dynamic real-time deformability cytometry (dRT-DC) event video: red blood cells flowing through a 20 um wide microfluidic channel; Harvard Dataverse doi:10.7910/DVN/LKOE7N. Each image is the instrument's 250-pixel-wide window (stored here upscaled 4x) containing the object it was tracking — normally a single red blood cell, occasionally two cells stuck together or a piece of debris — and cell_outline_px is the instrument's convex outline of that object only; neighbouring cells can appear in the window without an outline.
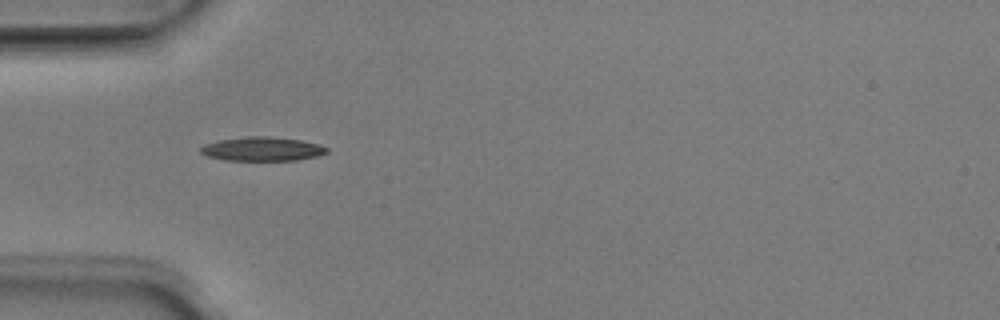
{"species": "Egyptian fruit bat (a non-hibernating species)", "species_latin": "Rousettus aegyptiacus", "temperature_condition": "room temperature", "stored_images_in_passage": 7, "camera_frame_rate_fps": 3000, "um_per_image_px": 0.085, "animal": {"sex": "male"}, "frame": {"image": 1, "passage_image": 5, "time_ms": 1.333, "image_size_px": [1000, 320], "cell_outline_px": [[328, 152], [316, 156], [296, 160], [224, 160], [208, 156], [200, 152], [200, 148], [204, 144], [216, 140], [248, 136], [268, 136], [300, 140], [320, 144], [328, 148]], "centroid_in_image_um": [22.27, 12.65], "position_along_channel_um": 62.7, "area_um2": 17.63}}
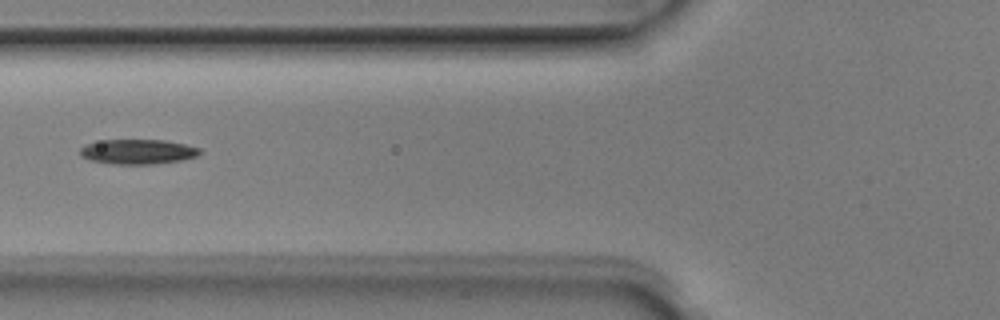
{"frame": {"image": 2, "passage_image": 6, "time_ms": 1.667, "image_size_px": [1000, 320], "cell_outline_px": [[204, 152], [196, 156], [180, 160], [152, 164], [112, 164], [92, 160], [80, 156], [80, 148], [84, 144], [104, 140], [164, 140], [184, 144], [200, 148]], "centroid_in_image_um": [11.71, 12.89], "position_along_channel_um": 114.1, "area_um2": 17.28}}
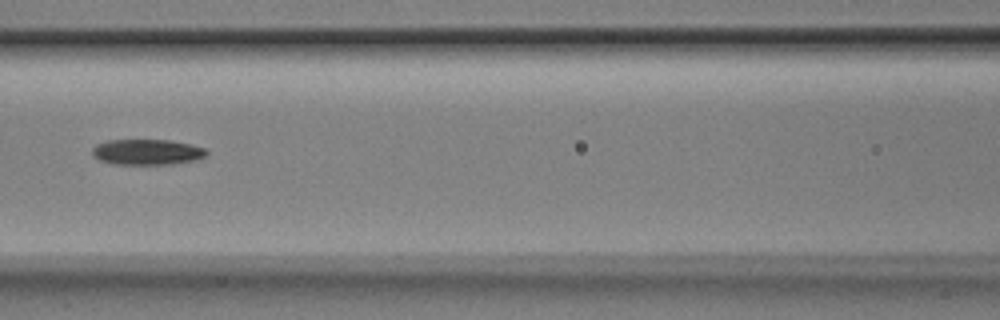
{"frame": {"image": 3, "passage_image": 7, "time_ms": 2.0, "image_size_px": [1000, 320], "cell_outline_px": [[208, 152], [204, 156], [196, 160], [172, 164], [112, 164], [100, 160], [92, 156], [92, 148], [96, 144], [108, 140], [172, 140], [208, 148]], "centroid_in_image_um": [12.51, 12.92], "position_along_channel_um": 154.1, "area_um2": 17.22}}